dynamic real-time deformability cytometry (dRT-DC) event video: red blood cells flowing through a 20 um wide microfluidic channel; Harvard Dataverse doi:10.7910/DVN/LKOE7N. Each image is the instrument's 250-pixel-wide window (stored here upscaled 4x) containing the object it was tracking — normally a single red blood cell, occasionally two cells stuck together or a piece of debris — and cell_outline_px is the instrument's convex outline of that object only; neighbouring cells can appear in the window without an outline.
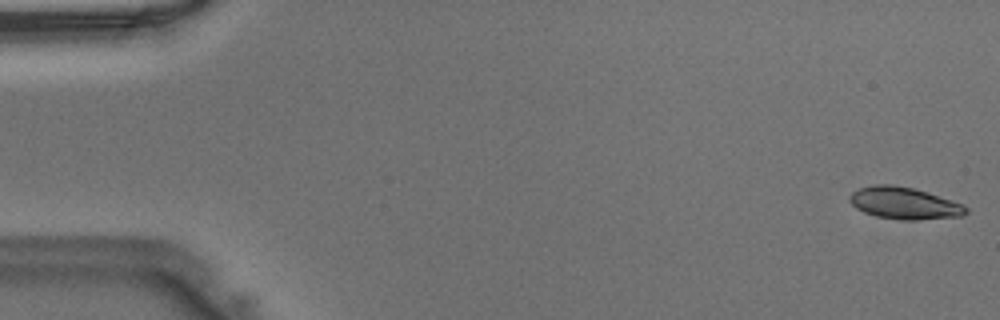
{"species": "Egyptian fruit bat (a non-hibernating species)", "species_latin": "Rousettus aegyptiacus", "temperature_condition": "warm", "stored_images_in_passage": 46, "camera_frame_rate_fps": 3000, "um_per_image_px": 0.085, "animal": {"sex": "male"}, "frame": {"image": 1, "passage_image": 1, "time_ms": 0.0, "image_size_px": [1000, 320], "cell_outline_px": [[968, 212], [960, 216], [916, 220], [900, 220], [876, 216], [864, 212], [856, 208], [848, 200], [848, 196], [852, 192], [860, 188], [876, 184], [892, 184], [912, 188], [928, 192], [960, 204], [968, 208]], "centroid_in_image_um": [76.81, 17.27], "position_along_channel_um": 8.2, "area_um2": 21.5}}
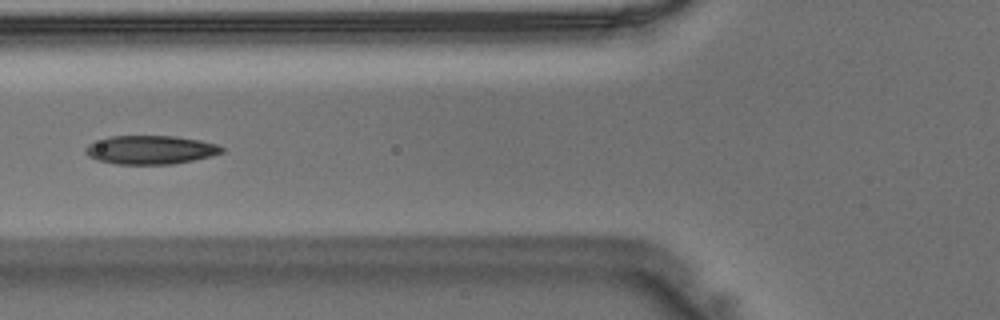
{"frame": {"image": 2, "passage_image": 18, "time_ms": 5.667, "image_size_px": [1000, 320], "cell_outline_px": [[224, 152], [212, 156], [172, 164], [116, 164], [96, 160], [88, 156], [84, 152], [84, 148], [88, 144], [108, 136], [176, 136], [200, 140], [216, 144], [224, 148]], "centroid_in_image_um": [12.77, 12.73], "position_along_channel_um": 113.0, "area_um2": 22.89}}
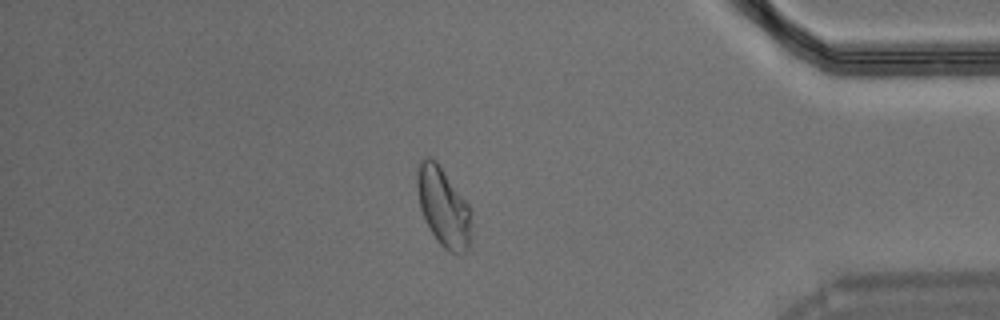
{"frame": {"image": 3, "passage_image": 40, "time_ms": 13.0, "image_size_px": [1000, 320], "cell_outline_px": [[472, 212], [468, 252], [460, 256], [444, 248], [436, 240], [420, 208], [416, 184], [416, 172], [420, 160], [428, 156], [432, 156], [436, 160], [468, 204]], "centroid_in_image_um": [37.69, 17.59], "position_along_channel_um": 397.5, "area_um2": 25.09}}